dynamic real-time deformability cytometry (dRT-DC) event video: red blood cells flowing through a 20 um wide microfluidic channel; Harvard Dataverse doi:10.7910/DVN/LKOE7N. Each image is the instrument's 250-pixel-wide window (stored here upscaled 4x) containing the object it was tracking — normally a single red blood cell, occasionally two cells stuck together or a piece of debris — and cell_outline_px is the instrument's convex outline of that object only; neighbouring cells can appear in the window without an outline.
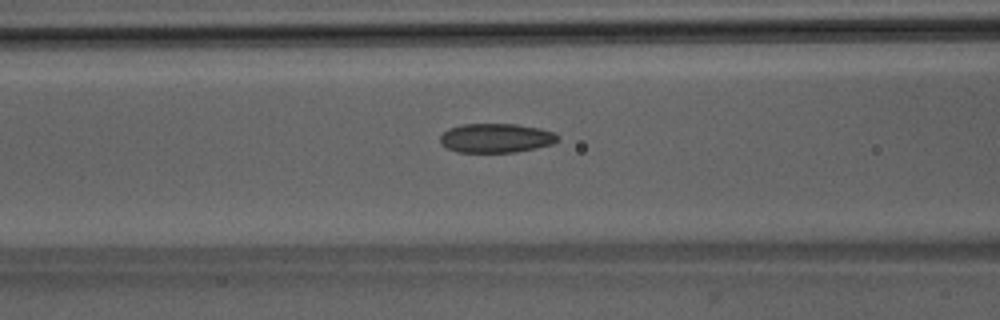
{"species": "Egyptian fruit bat (a non-hibernating species)", "species_latin": "Rousettus aegyptiacus", "temperature_condition": "room temperature", "stored_images_in_passage": 31, "camera_frame_rate_fps": 3000, "um_per_image_px": 0.085, "animal": {"sex": "male"}, "frame": {"image": 1, "passage_image": 9, "time_ms": 2.667, "image_size_px": [1000, 320], "cell_outline_px": [[560, 140], [552, 144], [536, 148], [516, 152], [456, 152], [440, 144], [440, 136], [448, 128], [464, 124], [516, 124], [540, 128], [552, 132], [560, 136]], "centroid_in_image_um": [42.17, 11.73], "position_along_channel_um": 124.4, "area_um2": 20.11}, "authors_computed_cell_mechanics": {"area_um2": 20.1144, "velocity_mm_per_s": 4.0207, "shape_relaxation_time_tau1_ms": 9.0281, "shape_relaxation_time_tau2_ms": 2.1671, "deformation_change_tau1": 0.1705, "deformation_change_tau2": 0.0775}}